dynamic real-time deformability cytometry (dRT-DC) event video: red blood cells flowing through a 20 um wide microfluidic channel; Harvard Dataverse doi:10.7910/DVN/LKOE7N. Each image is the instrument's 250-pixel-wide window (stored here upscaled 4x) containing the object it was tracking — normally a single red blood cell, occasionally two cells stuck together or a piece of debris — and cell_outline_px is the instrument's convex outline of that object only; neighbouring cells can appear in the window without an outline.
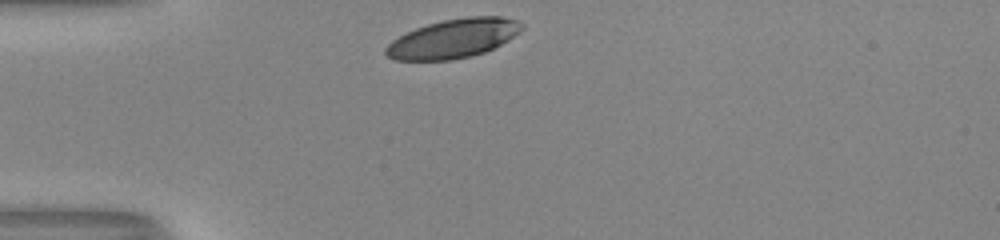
{"species": "human", "species_latin": "Homo sapiens", "temperature_condition": "room temperature", "stored_images_in_passage": 28, "camera_frame_rate_fps": 3000, "um_per_image_px": 0.085, "donor": {"sex": "male"}, "frame": {"image": 1, "passage_image": 1, "time_ms": 0.0, "image_size_px": [1000, 240], "cell_outline_px": [[524, 28], [508, 40], [484, 52], [468, 56], [448, 60], [396, 60], [388, 56], [384, 52], [384, 48], [392, 40], [416, 28], [428, 24], [444, 20], [468, 16], [500, 16], [516, 20], [524, 24]], "centroid_in_image_um": [38.53, 3.26], "position_along_channel_um": 46.5, "area_um2": 30.58}}
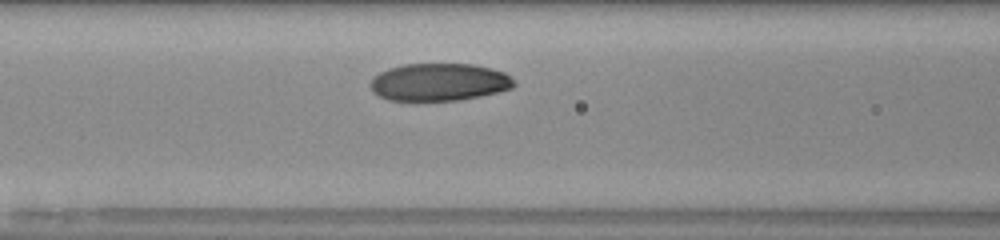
{"frame": {"image": 2, "passage_image": 9, "time_ms": 2.667, "image_size_px": [1000, 240], "cell_outline_px": [[516, 84], [512, 88], [480, 96], [460, 100], [388, 100], [372, 92], [372, 80], [380, 72], [388, 68], [404, 64], [472, 64], [492, 68], [504, 72]], "centroid_in_image_um": [37.33, 6.97], "position_along_channel_um": 129.3, "area_um2": 31.15}}
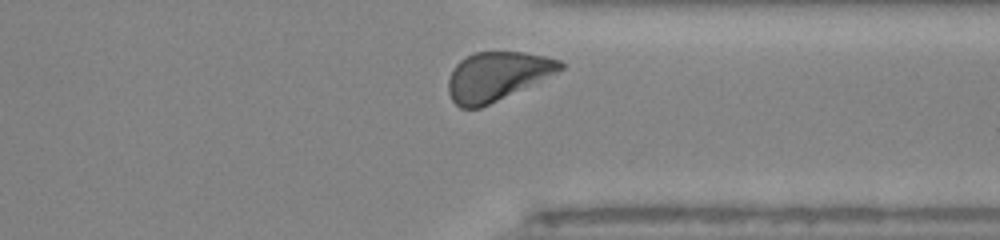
{"frame": {"image": 3, "passage_image": 27, "time_ms": 8.667, "image_size_px": [1000, 240], "cell_outline_px": [[568, 64], [564, 68], [556, 72], [480, 108], [460, 108], [452, 100], [448, 92], [448, 80], [456, 64], [460, 60], [476, 52], [524, 52], [544, 56], [560, 60]], "centroid_in_image_um": [42.23, 6.47], "position_along_channel_um": 369.2, "area_um2": 31.21}, "authors_computed_cell_mechanics": {"area_um2": 31.9056, "velocity_mm_per_s": 4.0024, "shape_relaxation_time_tau1_ms": 2.7126, "shape_relaxation_time_tau2_ms": null, "deformation_change_tau1": 0.122, "deformation_change_tau2": null}}